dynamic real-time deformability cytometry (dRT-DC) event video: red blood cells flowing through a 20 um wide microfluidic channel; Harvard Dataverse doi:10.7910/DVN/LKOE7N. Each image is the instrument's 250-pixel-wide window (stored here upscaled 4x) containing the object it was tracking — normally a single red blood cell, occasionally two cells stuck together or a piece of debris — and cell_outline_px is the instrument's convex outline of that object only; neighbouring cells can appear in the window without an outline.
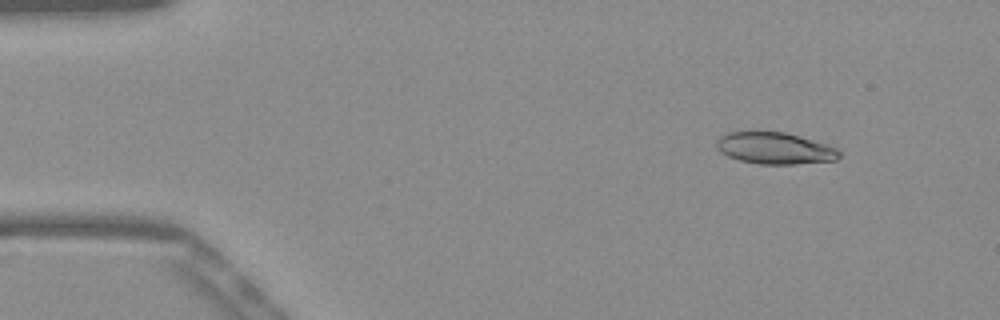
{"species": "Egyptian fruit bat (a non-hibernating species)", "species_latin": "Rousettus aegyptiacus", "temperature_condition": "warm", "stored_images_in_passage": 51, "camera_frame_rate_fps": 3000, "um_per_image_px": 0.085, "frame": {"image": 1, "passage_image": 5, "time_ms": 1.333, "image_size_px": [1000, 320], "cell_outline_px": [[840, 156], [836, 160], [796, 164], [760, 164], [740, 160], [728, 156], [720, 152], [716, 148], [716, 140], [720, 136], [728, 132], [784, 132], [824, 144], [836, 148], [840, 152]], "centroid_in_image_um": [65.82, 12.61], "position_along_channel_um": 19.2, "area_um2": 22.37}}
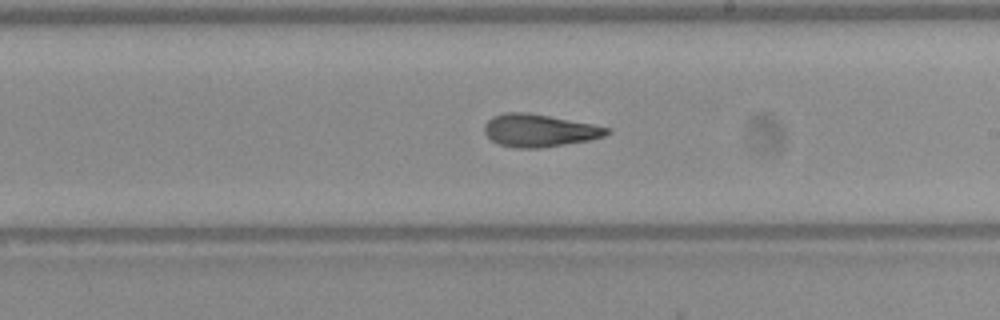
{"frame": {"image": 2, "passage_image": 29, "time_ms": 9.333, "image_size_px": [1000, 320], "cell_outline_px": [[612, 132], [604, 136], [588, 140], [540, 148], [516, 148], [500, 144], [492, 140], [484, 132], [484, 124], [492, 116], [504, 112], [528, 112], [592, 124], [608, 128]], "centroid_in_image_um": [45.8, 11.08], "position_along_channel_um": 243.2, "area_um2": 23.12}}
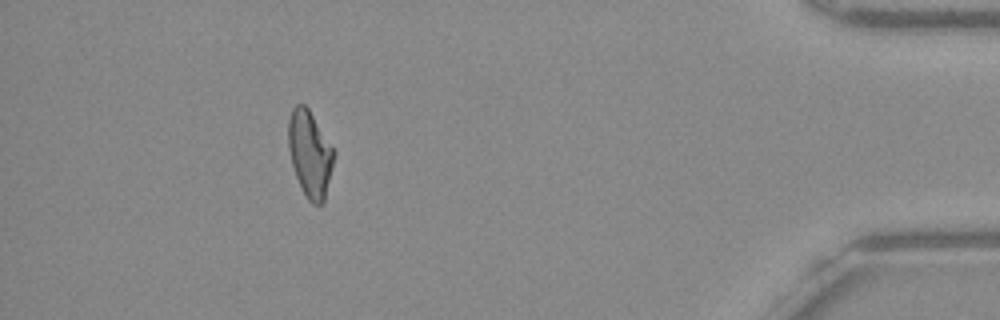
{"frame": {"image": 3, "passage_image": 46, "time_ms": 15.0, "image_size_px": [1000, 320], "cell_outline_px": [[336, 152], [324, 204], [312, 204], [308, 200], [296, 176], [292, 164], [288, 148], [288, 120], [292, 108], [296, 104], [304, 104], [308, 108]], "centroid_in_image_um": [26.35, 13.08], "position_along_channel_um": 408.9, "area_um2": 22.95}, "authors_computed_cell_mechanics": {"area_um2": 23.0044, "velocity_mm_per_s": 3.9138, "shape_relaxation_time_tau1_ms": null, "shape_relaxation_time_tau2_ms": 3.8748, "deformation_change_tau1": null, "deformation_change_tau2": 0.1299}}